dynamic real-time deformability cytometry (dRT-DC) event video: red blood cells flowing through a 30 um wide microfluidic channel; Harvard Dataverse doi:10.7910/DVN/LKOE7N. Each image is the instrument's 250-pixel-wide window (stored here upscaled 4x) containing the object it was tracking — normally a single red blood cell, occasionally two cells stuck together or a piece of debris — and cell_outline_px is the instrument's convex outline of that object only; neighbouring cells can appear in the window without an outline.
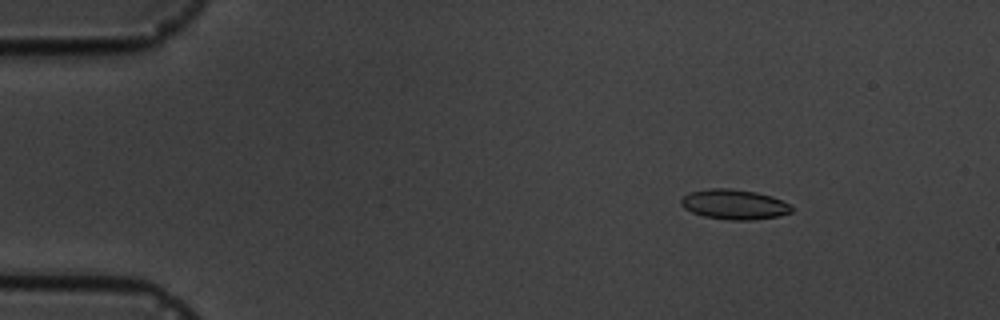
{"species": "common noctule bat (a hibernating species)", "species_latin": "Nyctalus noctula", "temperature_condition": "cold", "stored_images_in_passage": 6, "camera_frame_rate_fps": 3000, "um_per_image_px": 0.085, "animal": {"sex": "male", "body_mass_g": 19.5, "forearm_length_mm": 54.6}, "frame": {"image": 1, "passage_image": 3, "time_ms": 2.333, "image_size_px": [1000, 320], "cell_outline_px": [[792, 212], [780, 216], [752, 220], [732, 220], [704, 216], [692, 212], [684, 208], [680, 204], [680, 200], [688, 192], [708, 188], [732, 188], [756, 192], [772, 196], [788, 204], [792, 208]], "centroid_in_image_um": [62.39, 17.36], "position_along_channel_um": 22.6, "area_um2": 19.36}}
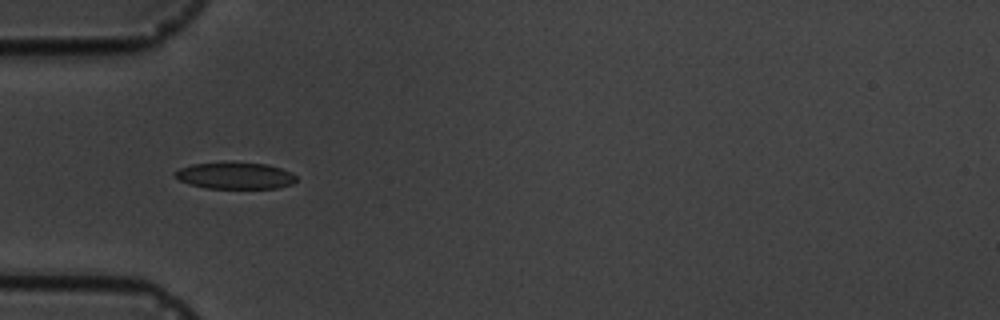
{"frame": {"image": 2, "passage_image": 6, "time_ms": 5.667, "image_size_px": [1000, 320], "cell_outline_px": [[296, 180], [292, 184], [276, 188], [204, 188], [188, 184], [172, 176], [172, 172], [180, 168], [192, 164], [268, 164], [292, 172], [296, 176]], "centroid_in_image_um": [19.96, 14.96], "position_along_channel_um": 65.0, "area_um2": 18.44}}